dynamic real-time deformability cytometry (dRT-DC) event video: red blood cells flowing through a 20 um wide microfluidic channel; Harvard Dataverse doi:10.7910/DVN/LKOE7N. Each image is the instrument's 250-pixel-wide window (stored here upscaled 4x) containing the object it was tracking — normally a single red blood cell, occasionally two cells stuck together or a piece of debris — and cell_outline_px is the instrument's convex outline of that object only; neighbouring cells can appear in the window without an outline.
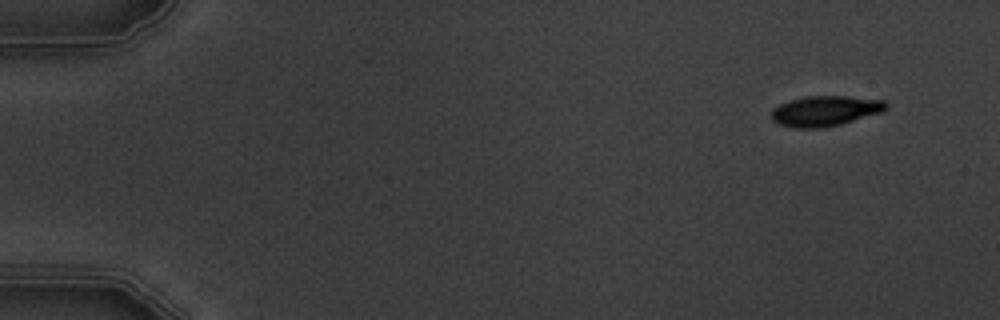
{"species": "common noctule bat (a hibernating species)", "species_latin": "Nyctalus noctula", "temperature_condition": "warm", "stored_images_in_passage": 4, "camera_frame_rate_fps": 3000, "um_per_image_px": 0.085, "animal": {"sex": "male", "body_mass_g": 19.5, "forearm_length_mm": 54.6}, "frame": {"image": 1, "passage_image": 1, "time_ms": 0.0, "image_size_px": [1000, 320], "cell_outline_px": [[888, 108], [884, 112], [840, 124], [816, 128], [796, 128], [776, 124], [772, 120], [772, 108], [780, 104], [804, 96], [848, 96], [884, 100], [888, 104]], "centroid_in_image_um": [70.16, 9.42], "position_along_channel_um": 14.8, "area_um2": 20.35}}
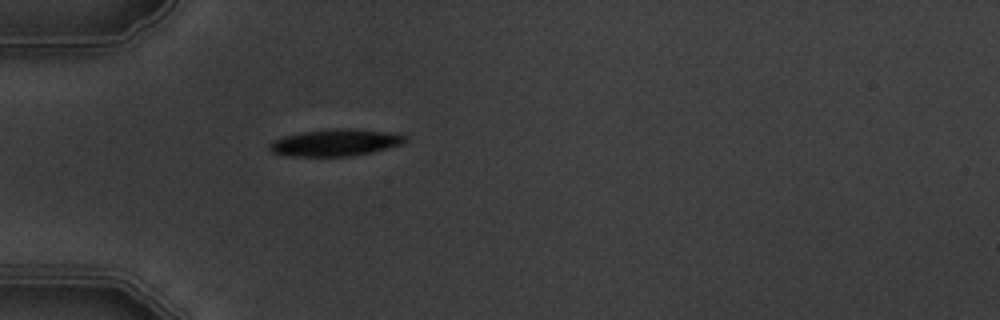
{"frame": {"image": 2, "passage_image": 4, "time_ms": 4.333, "image_size_px": [1000, 320], "cell_outline_px": [[408, 140], [404, 144], [372, 152], [352, 156], [288, 156], [272, 152], [268, 148], [268, 144], [272, 140], [284, 136], [300, 132], [328, 128], [356, 128], [388, 132], [404, 136]], "centroid_in_image_um": [28.49, 12.11], "position_along_channel_um": 56.5, "area_um2": 21.56}}